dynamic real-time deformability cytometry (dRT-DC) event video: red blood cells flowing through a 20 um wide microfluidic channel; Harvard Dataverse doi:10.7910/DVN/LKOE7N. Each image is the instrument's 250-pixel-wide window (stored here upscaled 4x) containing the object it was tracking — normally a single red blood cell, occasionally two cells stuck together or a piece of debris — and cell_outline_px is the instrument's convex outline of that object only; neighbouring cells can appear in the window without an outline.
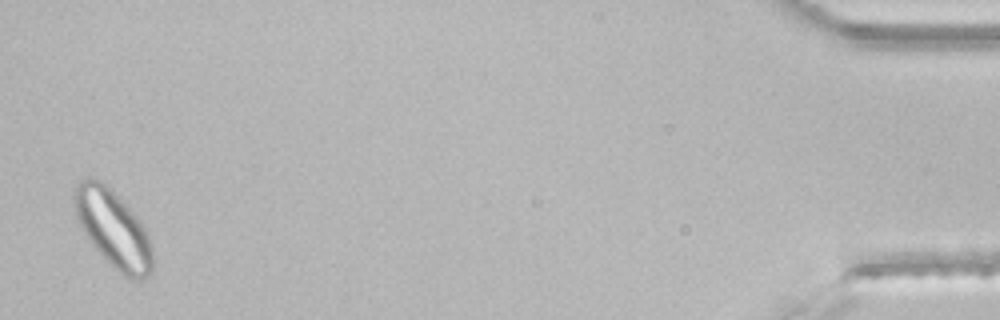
{"species": "common noctule bat (a hibernating species)", "species_latin": "Nyctalus noctula", "temperature_condition": "room temperature", "stored_images_in_passage": 45, "segment_of_instrument_passage": [2, 2], "camera_frame_rate_fps": 3000, "um_per_image_px": 0.085, "animal": {"sex": "male", "body_mass_g": 21.5, "forearm_length_mm": 52.0}, "frame": {"image": 1, "passage_image": 44, "time_ms": 14.333, "image_size_px": [1000, 320], "cell_outline_px": [[152, 272], [144, 280], [128, 280], [92, 244], [80, 228], [72, 204], [72, 196], [76, 184], [80, 180], [88, 176], [92, 176], [100, 180], [140, 220], [152, 244]], "centroid_in_image_um": [9.59, 19.44], "position_along_channel_um": 425.6, "area_um2": 35.08}}